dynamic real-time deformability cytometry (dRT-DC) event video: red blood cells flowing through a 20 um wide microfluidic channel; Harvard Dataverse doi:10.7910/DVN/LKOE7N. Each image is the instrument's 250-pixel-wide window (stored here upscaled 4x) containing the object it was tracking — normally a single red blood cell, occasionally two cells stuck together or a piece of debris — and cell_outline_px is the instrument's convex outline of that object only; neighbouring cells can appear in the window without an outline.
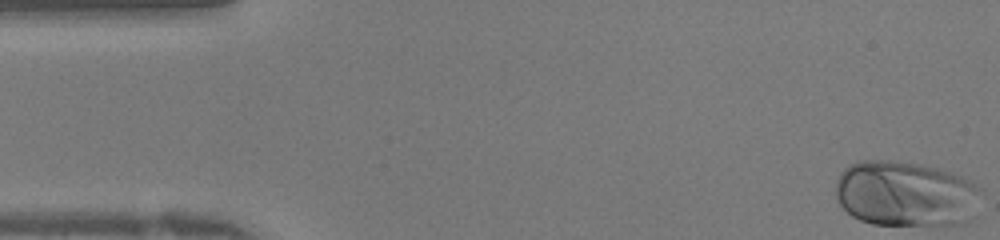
{"species": "human", "species_latin": "Homo sapiens", "temperature_condition": "warm", "stored_images_in_passage": 41, "camera_frame_rate_fps": 3000, "um_per_image_px": 0.085, "donor": {"sex": "female"}, "frame": {"image": 1, "passage_image": 1, "time_ms": 0.0, "image_size_px": [1000, 240], "cell_outline_px": [[984, 188], [968, 220], [964, 224], [872, 224], [860, 220], [852, 216], [840, 204], [836, 196], [836, 180], [840, 172], [848, 164], [856, 160], [888, 160], [920, 164], [940, 168], [952, 172]], "centroid_in_image_um": [76.95, 16.45], "position_along_channel_um": 8.0, "area_um2": 55.78}}
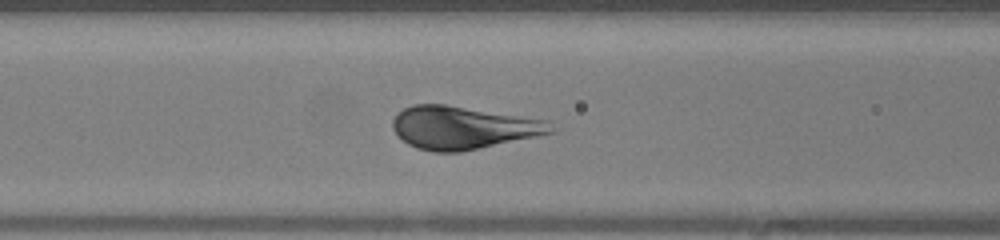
{"frame": {"image": 2, "passage_image": 16, "time_ms": 5.0, "image_size_px": [1000, 240], "cell_outline_px": [[556, 132], [460, 152], [432, 152], [416, 148], [408, 144], [392, 128], [392, 120], [396, 112], [412, 104], [444, 104], [548, 120]], "centroid_in_image_um": [39.32, 10.84], "position_along_channel_um": 127.3, "area_um2": 39.42}}
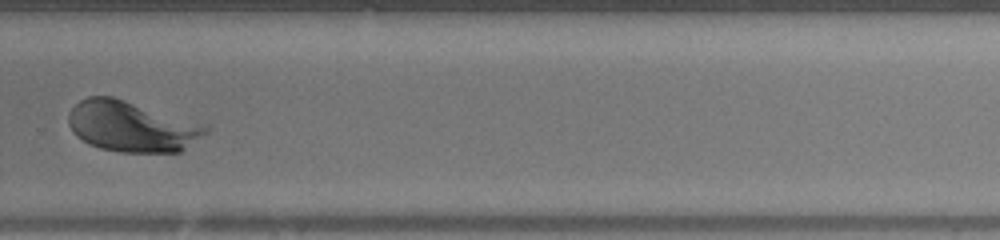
{"frame": {"image": 3, "passage_image": 28, "time_ms": 9.0, "image_size_px": [1000, 240], "cell_outline_px": [[212, 128], [208, 132], [180, 152], [120, 152], [100, 148], [88, 144], [76, 136], [72, 132], [68, 124], [68, 112], [80, 100], [88, 96], [112, 96], [208, 124]], "centroid_in_image_um": [11.21, 10.74], "position_along_channel_um": 318.6, "area_um2": 40.98}}